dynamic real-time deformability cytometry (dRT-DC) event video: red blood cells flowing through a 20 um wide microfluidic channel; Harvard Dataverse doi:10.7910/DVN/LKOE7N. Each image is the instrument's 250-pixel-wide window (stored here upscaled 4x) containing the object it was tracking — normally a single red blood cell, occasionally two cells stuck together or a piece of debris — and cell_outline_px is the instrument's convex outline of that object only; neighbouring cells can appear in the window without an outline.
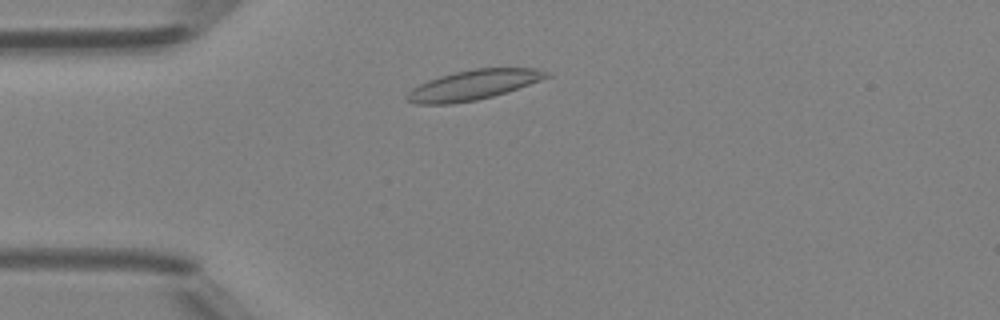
{"species": "Egyptian fruit bat (a non-hibernating species)", "species_latin": "Rousettus aegyptiacus", "temperature_condition": "room temperature", "stored_images_in_passage": 38, "camera_frame_rate_fps": 3000, "um_per_image_px": 0.085, "animal": {"sex": "female"}, "frame": {"image": 1, "passage_image": 1, "time_ms": 0.0, "image_size_px": [1000, 320], "cell_outline_px": [[552, 76], [492, 96], [476, 100], [452, 104], [416, 104], [408, 100], [404, 96], [412, 88], [428, 80], [440, 76], [456, 72], [476, 68], [536, 68], [548, 72]], "centroid_in_image_um": [40.2, 7.22], "position_along_channel_um": 44.8, "area_um2": 23.93}}
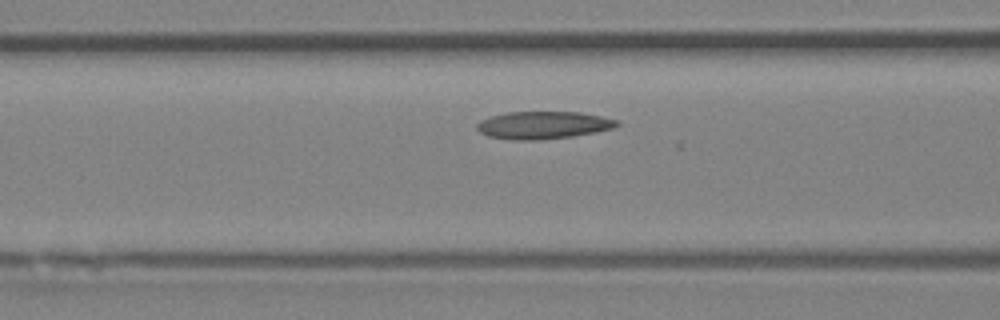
{"frame": {"image": 2, "passage_image": 8, "time_ms": 2.333, "image_size_px": [1000, 320], "cell_outline_px": [[620, 124], [612, 128], [596, 132], [572, 136], [540, 140], [512, 140], [488, 136], [480, 132], [476, 128], [476, 124], [480, 120], [492, 116], [508, 112], [580, 112], [620, 120]], "centroid_in_image_um": [46.17, 10.64], "position_along_channel_um": 120.4, "area_um2": 22.48}}
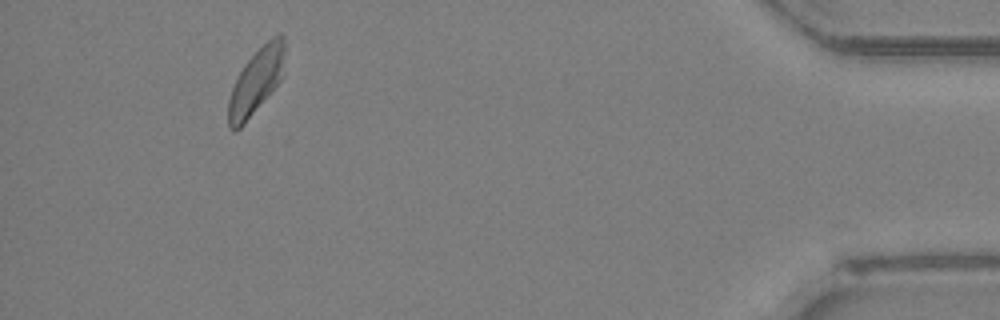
{"frame": {"image": 3, "passage_image": 34, "time_ms": 11.0, "image_size_px": [1000, 320], "cell_outline_px": [[284, 76], [244, 124], [240, 128], [232, 132], [228, 128], [228, 100], [232, 88], [244, 64], [272, 36], [280, 32], [284, 36]], "centroid_in_image_um": [21.78, 6.92], "position_along_channel_um": 413.4, "area_um2": 21.44}}